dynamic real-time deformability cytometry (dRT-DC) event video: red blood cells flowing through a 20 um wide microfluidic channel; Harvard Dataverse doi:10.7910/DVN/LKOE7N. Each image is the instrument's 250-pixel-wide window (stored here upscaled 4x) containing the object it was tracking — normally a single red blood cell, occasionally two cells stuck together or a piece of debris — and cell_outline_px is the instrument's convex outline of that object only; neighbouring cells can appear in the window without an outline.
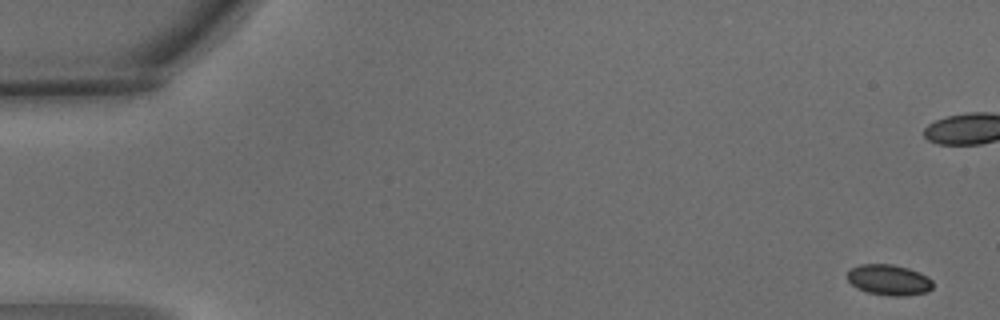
{"species": "common noctule bat (a hibernating species)", "species_latin": "Nyctalus noctula", "temperature_condition": "warm", "stored_images_in_passage": 4, "segment_of_instrument_passage": [1, 2], "camera_frame_rate_fps": 3000, "um_per_image_px": 0.085, "animal": {"sex": "male", "body_mass_g": 15.6}, "frame": {"image": 1, "passage_image": 1, "time_ms": 0.0, "image_size_px": [1000, 320], "cell_outline_px": [[932, 288], [928, 292], [904, 296], [892, 296], [868, 292], [856, 288], [848, 280], [848, 272], [852, 268], [860, 264], [892, 264], [908, 268], [920, 272], [928, 276], [932, 280]], "centroid_in_image_um": [75.59, 23.79], "position_along_channel_um": 9.4, "area_um2": 15.32}}